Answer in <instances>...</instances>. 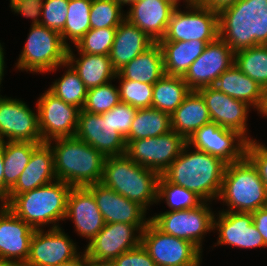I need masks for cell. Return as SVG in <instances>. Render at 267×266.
Returning a JSON list of instances; mask_svg holds the SVG:
<instances>
[{
  "label": "cell",
  "mask_w": 267,
  "mask_h": 266,
  "mask_svg": "<svg viewBox=\"0 0 267 266\" xmlns=\"http://www.w3.org/2000/svg\"><path fill=\"white\" fill-rule=\"evenodd\" d=\"M186 143L177 159L162 173L171 183L195 192L204 201L218 199L227 163Z\"/></svg>",
  "instance_id": "obj_1"
},
{
  "label": "cell",
  "mask_w": 267,
  "mask_h": 266,
  "mask_svg": "<svg viewBox=\"0 0 267 266\" xmlns=\"http://www.w3.org/2000/svg\"><path fill=\"white\" fill-rule=\"evenodd\" d=\"M218 15L219 37L234 53L267 45V0H238Z\"/></svg>",
  "instance_id": "obj_2"
},
{
  "label": "cell",
  "mask_w": 267,
  "mask_h": 266,
  "mask_svg": "<svg viewBox=\"0 0 267 266\" xmlns=\"http://www.w3.org/2000/svg\"><path fill=\"white\" fill-rule=\"evenodd\" d=\"M54 172L57 180L72 187L99 183L106 156L85 141L74 137L53 139Z\"/></svg>",
  "instance_id": "obj_3"
},
{
  "label": "cell",
  "mask_w": 267,
  "mask_h": 266,
  "mask_svg": "<svg viewBox=\"0 0 267 266\" xmlns=\"http://www.w3.org/2000/svg\"><path fill=\"white\" fill-rule=\"evenodd\" d=\"M71 188V185L55 180L15 195L5 206L35 230L53 223L51 229L59 228L56 223L65 220L67 198Z\"/></svg>",
  "instance_id": "obj_4"
},
{
  "label": "cell",
  "mask_w": 267,
  "mask_h": 266,
  "mask_svg": "<svg viewBox=\"0 0 267 266\" xmlns=\"http://www.w3.org/2000/svg\"><path fill=\"white\" fill-rule=\"evenodd\" d=\"M159 177L158 172L140 166L124 154L106 158L100 182L147 210L157 203Z\"/></svg>",
  "instance_id": "obj_5"
},
{
  "label": "cell",
  "mask_w": 267,
  "mask_h": 266,
  "mask_svg": "<svg viewBox=\"0 0 267 266\" xmlns=\"http://www.w3.org/2000/svg\"><path fill=\"white\" fill-rule=\"evenodd\" d=\"M231 212H254L267 204V190L257 169L244 157L228 163L218 196Z\"/></svg>",
  "instance_id": "obj_6"
},
{
  "label": "cell",
  "mask_w": 267,
  "mask_h": 266,
  "mask_svg": "<svg viewBox=\"0 0 267 266\" xmlns=\"http://www.w3.org/2000/svg\"><path fill=\"white\" fill-rule=\"evenodd\" d=\"M67 50L59 32L43 25H31L16 66L35 73L54 72L66 62Z\"/></svg>",
  "instance_id": "obj_7"
},
{
  "label": "cell",
  "mask_w": 267,
  "mask_h": 266,
  "mask_svg": "<svg viewBox=\"0 0 267 266\" xmlns=\"http://www.w3.org/2000/svg\"><path fill=\"white\" fill-rule=\"evenodd\" d=\"M141 245L156 266H200L202 251L190 241L163 233L151 221L141 233Z\"/></svg>",
  "instance_id": "obj_8"
},
{
  "label": "cell",
  "mask_w": 267,
  "mask_h": 266,
  "mask_svg": "<svg viewBox=\"0 0 267 266\" xmlns=\"http://www.w3.org/2000/svg\"><path fill=\"white\" fill-rule=\"evenodd\" d=\"M189 9L187 12L179 8L174 10L165 36L159 41L199 40L208 44L219 37L217 11L199 4L191 5Z\"/></svg>",
  "instance_id": "obj_9"
},
{
  "label": "cell",
  "mask_w": 267,
  "mask_h": 266,
  "mask_svg": "<svg viewBox=\"0 0 267 266\" xmlns=\"http://www.w3.org/2000/svg\"><path fill=\"white\" fill-rule=\"evenodd\" d=\"M214 213L204 201L194 209L166 211L150 218L163 233L190 241L202 250L204 234L214 230Z\"/></svg>",
  "instance_id": "obj_10"
},
{
  "label": "cell",
  "mask_w": 267,
  "mask_h": 266,
  "mask_svg": "<svg viewBox=\"0 0 267 266\" xmlns=\"http://www.w3.org/2000/svg\"><path fill=\"white\" fill-rule=\"evenodd\" d=\"M187 141L174 130L157 137L126 141V155L135 163L162 174L179 156Z\"/></svg>",
  "instance_id": "obj_11"
},
{
  "label": "cell",
  "mask_w": 267,
  "mask_h": 266,
  "mask_svg": "<svg viewBox=\"0 0 267 266\" xmlns=\"http://www.w3.org/2000/svg\"><path fill=\"white\" fill-rule=\"evenodd\" d=\"M80 109L67 104L49 90L37 102L38 124L42 142L53 139L74 137Z\"/></svg>",
  "instance_id": "obj_12"
},
{
  "label": "cell",
  "mask_w": 267,
  "mask_h": 266,
  "mask_svg": "<svg viewBox=\"0 0 267 266\" xmlns=\"http://www.w3.org/2000/svg\"><path fill=\"white\" fill-rule=\"evenodd\" d=\"M234 54L220 37L208 43L183 76L189 89L198 91L213 86L217 78L234 64Z\"/></svg>",
  "instance_id": "obj_13"
},
{
  "label": "cell",
  "mask_w": 267,
  "mask_h": 266,
  "mask_svg": "<svg viewBox=\"0 0 267 266\" xmlns=\"http://www.w3.org/2000/svg\"><path fill=\"white\" fill-rule=\"evenodd\" d=\"M247 142L237 131L214 122L203 125L187 140L189 146L219 157L227 164L241 161L245 157Z\"/></svg>",
  "instance_id": "obj_14"
},
{
  "label": "cell",
  "mask_w": 267,
  "mask_h": 266,
  "mask_svg": "<svg viewBox=\"0 0 267 266\" xmlns=\"http://www.w3.org/2000/svg\"><path fill=\"white\" fill-rule=\"evenodd\" d=\"M75 137L85 141L106 157L126 153L125 138L110 124V110L102 114L80 110Z\"/></svg>",
  "instance_id": "obj_15"
},
{
  "label": "cell",
  "mask_w": 267,
  "mask_h": 266,
  "mask_svg": "<svg viewBox=\"0 0 267 266\" xmlns=\"http://www.w3.org/2000/svg\"><path fill=\"white\" fill-rule=\"evenodd\" d=\"M4 138L7 141L42 143L38 113L19 99L0 95V142L5 141Z\"/></svg>",
  "instance_id": "obj_16"
},
{
  "label": "cell",
  "mask_w": 267,
  "mask_h": 266,
  "mask_svg": "<svg viewBox=\"0 0 267 266\" xmlns=\"http://www.w3.org/2000/svg\"><path fill=\"white\" fill-rule=\"evenodd\" d=\"M79 254L76 244L60 227L50 228L46 233L42 227L32 235L26 263L28 266H57L75 259Z\"/></svg>",
  "instance_id": "obj_17"
},
{
  "label": "cell",
  "mask_w": 267,
  "mask_h": 266,
  "mask_svg": "<svg viewBox=\"0 0 267 266\" xmlns=\"http://www.w3.org/2000/svg\"><path fill=\"white\" fill-rule=\"evenodd\" d=\"M135 231L139 233L138 236ZM141 233L133 224L105 223L103 229L88 242L84 254L98 260L113 261L122 253L138 247L141 244Z\"/></svg>",
  "instance_id": "obj_18"
},
{
  "label": "cell",
  "mask_w": 267,
  "mask_h": 266,
  "mask_svg": "<svg viewBox=\"0 0 267 266\" xmlns=\"http://www.w3.org/2000/svg\"><path fill=\"white\" fill-rule=\"evenodd\" d=\"M86 187L93 193L105 223L133 224L143 231L150 222V218H145L147 210L144 207L128 200L101 182Z\"/></svg>",
  "instance_id": "obj_19"
},
{
  "label": "cell",
  "mask_w": 267,
  "mask_h": 266,
  "mask_svg": "<svg viewBox=\"0 0 267 266\" xmlns=\"http://www.w3.org/2000/svg\"><path fill=\"white\" fill-rule=\"evenodd\" d=\"M205 100L212 122L224 128L237 131L247 141V117L250 110L247 103L234 99L227 94L218 91L213 86L198 90Z\"/></svg>",
  "instance_id": "obj_20"
},
{
  "label": "cell",
  "mask_w": 267,
  "mask_h": 266,
  "mask_svg": "<svg viewBox=\"0 0 267 266\" xmlns=\"http://www.w3.org/2000/svg\"><path fill=\"white\" fill-rule=\"evenodd\" d=\"M214 216V230L219 232L217 245H232L239 248L266 247L262 235L253 223L251 212L220 211Z\"/></svg>",
  "instance_id": "obj_21"
},
{
  "label": "cell",
  "mask_w": 267,
  "mask_h": 266,
  "mask_svg": "<svg viewBox=\"0 0 267 266\" xmlns=\"http://www.w3.org/2000/svg\"><path fill=\"white\" fill-rule=\"evenodd\" d=\"M0 207V261L26 262L35 229L5 205Z\"/></svg>",
  "instance_id": "obj_22"
},
{
  "label": "cell",
  "mask_w": 267,
  "mask_h": 266,
  "mask_svg": "<svg viewBox=\"0 0 267 266\" xmlns=\"http://www.w3.org/2000/svg\"><path fill=\"white\" fill-rule=\"evenodd\" d=\"M66 218L74 221L75 231L89 239V242L105 225L94 195L86 186L71 188L67 198Z\"/></svg>",
  "instance_id": "obj_23"
},
{
  "label": "cell",
  "mask_w": 267,
  "mask_h": 266,
  "mask_svg": "<svg viewBox=\"0 0 267 266\" xmlns=\"http://www.w3.org/2000/svg\"><path fill=\"white\" fill-rule=\"evenodd\" d=\"M176 7L166 0H139L130 5L125 19L143 30L154 42L165 36Z\"/></svg>",
  "instance_id": "obj_24"
},
{
  "label": "cell",
  "mask_w": 267,
  "mask_h": 266,
  "mask_svg": "<svg viewBox=\"0 0 267 266\" xmlns=\"http://www.w3.org/2000/svg\"><path fill=\"white\" fill-rule=\"evenodd\" d=\"M51 144L52 142H42L33 150L29 163L16 184L9 190L7 203L17 194L31 191L57 180Z\"/></svg>",
  "instance_id": "obj_25"
},
{
  "label": "cell",
  "mask_w": 267,
  "mask_h": 266,
  "mask_svg": "<svg viewBox=\"0 0 267 266\" xmlns=\"http://www.w3.org/2000/svg\"><path fill=\"white\" fill-rule=\"evenodd\" d=\"M218 91L254 106L260 114L267 109V92L259 84L245 75L235 64L224 71L213 85Z\"/></svg>",
  "instance_id": "obj_26"
},
{
  "label": "cell",
  "mask_w": 267,
  "mask_h": 266,
  "mask_svg": "<svg viewBox=\"0 0 267 266\" xmlns=\"http://www.w3.org/2000/svg\"><path fill=\"white\" fill-rule=\"evenodd\" d=\"M154 43L143 30L125 19L116 29L109 54L113 68L118 71Z\"/></svg>",
  "instance_id": "obj_27"
},
{
  "label": "cell",
  "mask_w": 267,
  "mask_h": 266,
  "mask_svg": "<svg viewBox=\"0 0 267 266\" xmlns=\"http://www.w3.org/2000/svg\"><path fill=\"white\" fill-rule=\"evenodd\" d=\"M212 122L202 95L190 91L181 105L171 114V129L186 141L203 125Z\"/></svg>",
  "instance_id": "obj_28"
},
{
  "label": "cell",
  "mask_w": 267,
  "mask_h": 266,
  "mask_svg": "<svg viewBox=\"0 0 267 266\" xmlns=\"http://www.w3.org/2000/svg\"><path fill=\"white\" fill-rule=\"evenodd\" d=\"M79 54L80 58H74L69 47L66 62L74 68L87 89L107 84L116 78L117 71L113 68L109 55Z\"/></svg>",
  "instance_id": "obj_29"
},
{
  "label": "cell",
  "mask_w": 267,
  "mask_h": 266,
  "mask_svg": "<svg viewBox=\"0 0 267 266\" xmlns=\"http://www.w3.org/2000/svg\"><path fill=\"white\" fill-rule=\"evenodd\" d=\"M157 43L162 50L165 74L182 77L207 45L199 40L158 41Z\"/></svg>",
  "instance_id": "obj_30"
},
{
  "label": "cell",
  "mask_w": 267,
  "mask_h": 266,
  "mask_svg": "<svg viewBox=\"0 0 267 266\" xmlns=\"http://www.w3.org/2000/svg\"><path fill=\"white\" fill-rule=\"evenodd\" d=\"M117 73L124 79L154 85L165 75L160 45L155 42L146 51L119 69Z\"/></svg>",
  "instance_id": "obj_31"
},
{
  "label": "cell",
  "mask_w": 267,
  "mask_h": 266,
  "mask_svg": "<svg viewBox=\"0 0 267 266\" xmlns=\"http://www.w3.org/2000/svg\"><path fill=\"white\" fill-rule=\"evenodd\" d=\"M190 91L182 76L165 74L153 85L152 107L171 115Z\"/></svg>",
  "instance_id": "obj_32"
},
{
  "label": "cell",
  "mask_w": 267,
  "mask_h": 266,
  "mask_svg": "<svg viewBox=\"0 0 267 266\" xmlns=\"http://www.w3.org/2000/svg\"><path fill=\"white\" fill-rule=\"evenodd\" d=\"M171 130L170 114L153 107L137 109L125 141L157 137Z\"/></svg>",
  "instance_id": "obj_33"
},
{
  "label": "cell",
  "mask_w": 267,
  "mask_h": 266,
  "mask_svg": "<svg viewBox=\"0 0 267 266\" xmlns=\"http://www.w3.org/2000/svg\"><path fill=\"white\" fill-rule=\"evenodd\" d=\"M40 143L3 141L4 185L10 190L30 161L33 150Z\"/></svg>",
  "instance_id": "obj_34"
},
{
  "label": "cell",
  "mask_w": 267,
  "mask_h": 266,
  "mask_svg": "<svg viewBox=\"0 0 267 266\" xmlns=\"http://www.w3.org/2000/svg\"><path fill=\"white\" fill-rule=\"evenodd\" d=\"M234 64L267 92V45H256L235 52Z\"/></svg>",
  "instance_id": "obj_35"
},
{
  "label": "cell",
  "mask_w": 267,
  "mask_h": 266,
  "mask_svg": "<svg viewBox=\"0 0 267 266\" xmlns=\"http://www.w3.org/2000/svg\"><path fill=\"white\" fill-rule=\"evenodd\" d=\"M92 0H69L68 15L63 31L60 33L63 43L69 48L67 39L76 45L91 29L90 9Z\"/></svg>",
  "instance_id": "obj_36"
},
{
  "label": "cell",
  "mask_w": 267,
  "mask_h": 266,
  "mask_svg": "<svg viewBox=\"0 0 267 266\" xmlns=\"http://www.w3.org/2000/svg\"><path fill=\"white\" fill-rule=\"evenodd\" d=\"M64 66L68 68L66 73L55 80L48 90L67 104L82 110L88 89L69 63L65 62L62 67Z\"/></svg>",
  "instance_id": "obj_37"
},
{
  "label": "cell",
  "mask_w": 267,
  "mask_h": 266,
  "mask_svg": "<svg viewBox=\"0 0 267 266\" xmlns=\"http://www.w3.org/2000/svg\"><path fill=\"white\" fill-rule=\"evenodd\" d=\"M165 199L170 211L194 209L204 200L195 192L169 182L162 174L158 179L157 202Z\"/></svg>",
  "instance_id": "obj_38"
},
{
  "label": "cell",
  "mask_w": 267,
  "mask_h": 266,
  "mask_svg": "<svg viewBox=\"0 0 267 266\" xmlns=\"http://www.w3.org/2000/svg\"><path fill=\"white\" fill-rule=\"evenodd\" d=\"M122 6L115 0H92L91 29L117 28L124 20Z\"/></svg>",
  "instance_id": "obj_39"
},
{
  "label": "cell",
  "mask_w": 267,
  "mask_h": 266,
  "mask_svg": "<svg viewBox=\"0 0 267 266\" xmlns=\"http://www.w3.org/2000/svg\"><path fill=\"white\" fill-rule=\"evenodd\" d=\"M120 102L119 89L109 82L87 90L82 110L93 114H102Z\"/></svg>",
  "instance_id": "obj_40"
},
{
  "label": "cell",
  "mask_w": 267,
  "mask_h": 266,
  "mask_svg": "<svg viewBox=\"0 0 267 266\" xmlns=\"http://www.w3.org/2000/svg\"><path fill=\"white\" fill-rule=\"evenodd\" d=\"M116 77L121 79L118 87L121 102L137 109L152 107L153 84L124 79L118 73Z\"/></svg>",
  "instance_id": "obj_41"
},
{
  "label": "cell",
  "mask_w": 267,
  "mask_h": 266,
  "mask_svg": "<svg viewBox=\"0 0 267 266\" xmlns=\"http://www.w3.org/2000/svg\"><path fill=\"white\" fill-rule=\"evenodd\" d=\"M117 28L90 29L75 45L81 53L109 55Z\"/></svg>",
  "instance_id": "obj_42"
},
{
  "label": "cell",
  "mask_w": 267,
  "mask_h": 266,
  "mask_svg": "<svg viewBox=\"0 0 267 266\" xmlns=\"http://www.w3.org/2000/svg\"><path fill=\"white\" fill-rule=\"evenodd\" d=\"M69 0H43L40 25L61 33L64 29Z\"/></svg>",
  "instance_id": "obj_43"
},
{
  "label": "cell",
  "mask_w": 267,
  "mask_h": 266,
  "mask_svg": "<svg viewBox=\"0 0 267 266\" xmlns=\"http://www.w3.org/2000/svg\"><path fill=\"white\" fill-rule=\"evenodd\" d=\"M137 108L120 102L110 110V124L124 138L130 133Z\"/></svg>",
  "instance_id": "obj_44"
},
{
  "label": "cell",
  "mask_w": 267,
  "mask_h": 266,
  "mask_svg": "<svg viewBox=\"0 0 267 266\" xmlns=\"http://www.w3.org/2000/svg\"><path fill=\"white\" fill-rule=\"evenodd\" d=\"M245 157L257 169V172L264 182L267 190V147L256 140L247 142Z\"/></svg>",
  "instance_id": "obj_45"
},
{
  "label": "cell",
  "mask_w": 267,
  "mask_h": 266,
  "mask_svg": "<svg viewBox=\"0 0 267 266\" xmlns=\"http://www.w3.org/2000/svg\"><path fill=\"white\" fill-rule=\"evenodd\" d=\"M115 266H156L146 249L140 244L113 260Z\"/></svg>",
  "instance_id": "obj_46"
},
{
  "label": "cell",
  "mask_w": 267,
  "mask_h": 266,
  "mask_svg": "<svg viewBox=\"0 0 267 266\" xmlns=\"http://www.w3.org/2000/svg\"><path fill=\"white\" fill-rule=\"evenodd\" d=\"M43 0H10L15 13L32 19V25H40Z\"/></svg>",
  "instance_id": "obj_47"
},
{
  "label": "cell",
  "mask_w": 267,
  "mask_h": 266,
  "mask_svg": "<svg viewBox=\"0 0 267 266\" xmlns=\"http://www.w3.org/2000/svg\"><path fill=\"white\" fill-rule=\"evenodd\" d=\"M253 223L255 224L257 230L262 235L265 246L267 247V208L263 207L257 211L252 212Z\"/></svg>",
  "instance_id": "obj_48"
},
{
  "label": "cell",
  "mask_w": 267,
  "mask_h": 266,
  "mask_svg": "<svg viewBox=\"0 0 267 266\" xmlns=\"http://www.w3.org/2000/svg\"><path fill=\"white\" fill-rule=\"evenodd\" d=\"M9 189L4 185V160L2 152V142H0V201L1 205L7 204Z\"/></svg>",
  "instance_id": "obj_49"
},
{
  "label": "cell",
  "mask_w": 267,
  "mask_h": 266,
  "mask_svg": "<svg viewBox=\"0 0 267 266\" xmlns=\"http://www.w3.org/2000/svg\"><path fill=\"white\" fill-rule=\"evenodd\" d=\"M238 0H196V4L207 6L214 11L219 12L221 9L236 3Z\"/></svg>",
  "instance_id": "obj_50"
},
{
  "label": "cell",
  "mask_w": 267,
  "mask_h": 266,
  "mask_svg": "<svg viewBox=\"0 0 267 266\" xmlns=\"http://www.w3.org/2000/svg\"><path fill=\"white\" fill-rule=\"evenodd\" d=\"M84 266H115L113 261L98 260L84 254Z\"/></svg>",
  "instance_id": "obj_51"
},
{
  "label": "cell",
  "mask_w": 267,
  "mask_h": 266,
  "mask_svg": "<svg viewBox=\"0 0 267 266\" xmlns=\"http://www.w3.org/2000/svg\"><path fill=\"white\" fill-rule=\"evenodd\" d=\"M57 266H84V253L83 255H78L75 259L70 260L65 263H61Z\"/></svg>",
  "instance_id": "obj_52"
},
{
  "label": "cell",
  "mask_w": 267,
  "mask_h": 266,
  "mask_svg": "<svg viewBox=\"0 0 267 266\" xmlns=\"http://www.w3.org/2000/svg\"><path fill=\"white\" fill-rule=\"evenodd\" d=\"M3 48H2V45L0 43V85H1V82H2V79H3V76H4V52H3Z\"/></svg>",
  "instance_id": "obj_53"
},
{
  "label": "cell",
  "mask_w": 267,
  "mask_h": 266,
  "mask_svg": "<svg viewBox=\"0 0 267 266\" xmlns=\"http://www.w3.org/2000/svg\"><path fill=\"white\" fill-rule=\"evenodd\" d=\"M0 266H28L26 262L0 261Z\"/></svg>",
  "instance_id": "obj_54"
},
{
  "label": "cell",
  "mask_w": 267,
  "mask_h": 266,
  "mask_svg": "<svg viewBox=\"0 0 267 266\" xmlns=\"http://www.w3.org/2000/svg\"><path fill=\"white\" fill-rule=\"evenodd\" d=\"M168 2H170L171 4H173L176 8H178V5H179V1L180 0H166ZM187 2V7L189 8L191 5H194L196 4V0H185Z\"/></svg>",
  "instance_id": "obj_55"
},
{
  "label": "cell",
  "mask_w": 267,
  "mask_h": 266,
  "mask_svg": "<svg viewBox=\"0 0 267 266\" xmlns=\"http://www.w3.org/2000/svg\"><path fill=\"white\" fill-rule=\"evenodd\" d=\"M116 2H118L121 6L126 5H131L133 3V0H115Z\"/></svg>",
  "instance_id": "obj_56"
}]
</instances>
